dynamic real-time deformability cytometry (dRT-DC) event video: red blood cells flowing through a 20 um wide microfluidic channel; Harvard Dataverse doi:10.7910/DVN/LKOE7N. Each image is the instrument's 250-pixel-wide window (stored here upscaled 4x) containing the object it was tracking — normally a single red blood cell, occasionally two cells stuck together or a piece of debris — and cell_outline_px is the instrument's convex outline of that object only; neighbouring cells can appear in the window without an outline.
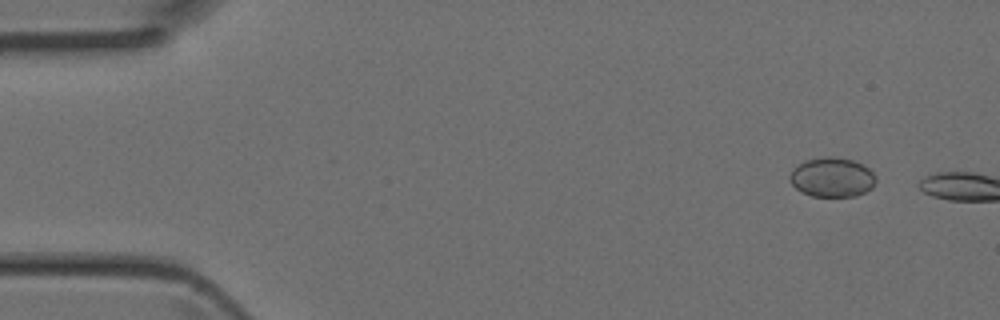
{"species": "Egyptian fruit bat (a non-hibernating species)", "species_latin": "Rousettus aegyptiacus", "temperature_condition": "room temperature", "stored_images_in_passage": 2, "camera_frame_rate_fps": 3000, "um_per_image_px": 0.085, "animal": {"sex": "female"}, "frame": {"image": 1, "passage_image": 1, "time_ms": 0.0, "image_size_px": [1000, 320], "cell_outline_px": [[876, 180], [872, 188], [856, 196], [812, 196], [800, 192], [788, 180], [788, 176], [792, 168], [804, 160], [828, 156], [852, 160], [864, 164], [872, 172]], "centroid_in_image_um": [70.68, 15.07], "position_along_channel_um": 14.3, "area_um2": 19.94}}